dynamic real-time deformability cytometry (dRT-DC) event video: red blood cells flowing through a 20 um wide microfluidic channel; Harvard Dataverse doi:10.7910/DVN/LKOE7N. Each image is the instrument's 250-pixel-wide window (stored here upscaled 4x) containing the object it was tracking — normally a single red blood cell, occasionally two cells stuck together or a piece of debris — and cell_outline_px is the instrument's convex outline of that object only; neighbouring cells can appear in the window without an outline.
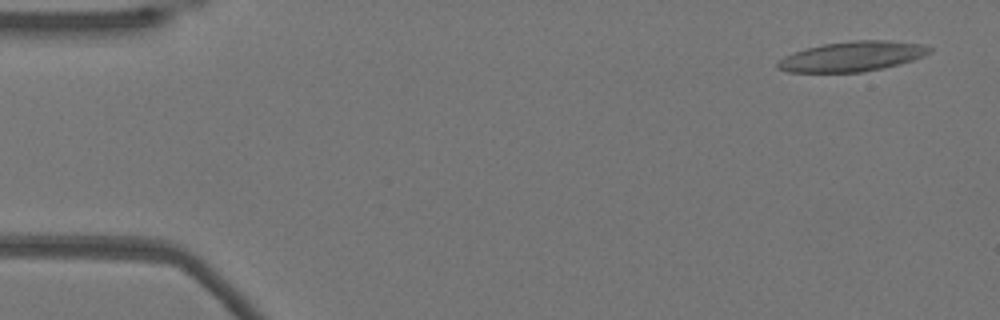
{"species": "Egyptian fruit bat (a non-hibernating species)", "species_latin": "Rousettus aegyptiacus", "temperature_condition": "warm", "stored_images_in_passage": 51, "camera_frame_rate_fps": 3000, "um_per_image_px": 0.085, "animal": {"sex": "female"}, "frame": {"image": 1, "passage_image": 3, "time_ms": 0.667, "image_size_px": [1000, 320], "cell_outline_px": [[932, 52], [924, 56], [900, 64], [884, 68], [860, 72], [788, 72], [776, 68], [776, 64], [784, 56], [808, 48], [824, 44], [856, 40], [888, 40], [924, 44], [932, 48]], "centroid_in_image_um": [72.48, 4.79], "position_along_channel_um": 12.5, "area_um2": 26.47}}
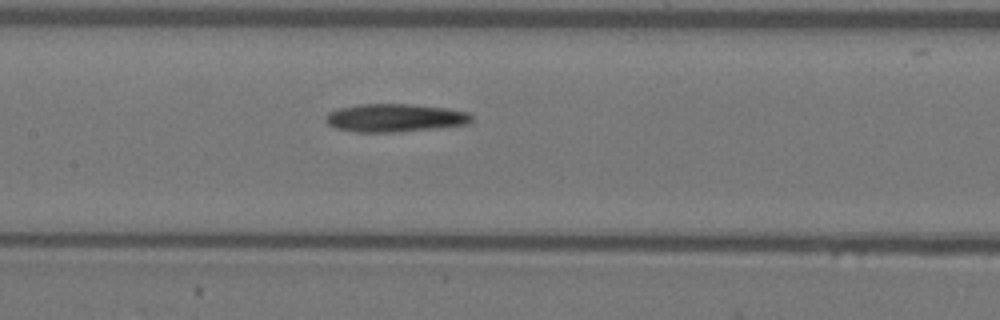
{"frame": {"image": 2, "passage_image": 25, "time_ms": 8.0, "image_size_px": [1000, 320], "cell_outline_px": [[472, 120], [468, 124], [396, 132], [356, 132], [336, 128], [328, 124], [324, 120], [328, 112], [340, 108], [360, 104], [412, 104], [448, 108], [468, 112], [472, 116]], "centroid_in_image_um": [33.56, 10.01], "position_along_channel_um": 173.8, "area_um2": 23.81}}
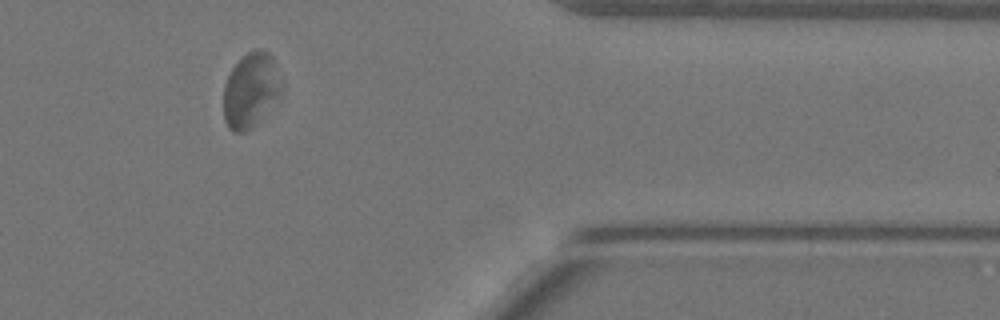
{"frame": {"image": 3, "passage_image": 44, "time_ms": 14.333, "image_size_px": [1000, 320], "cell_outline_px": [[280, 92], [256, 124], [252, 128], [244, 132], [232, 132], [228, 128], [224, 120], [224, 84], [232, 68], [248, 52], [256, 48], [260, 48], [268, 52], [272, 56], [280, 88]], "centroid_in_image_um": [21.24, 7.68], "position_along_channel_um": 390.2, "area_um2": 24.45}, "authors_computed_cell_mechanics": {"area_um2": 24.6806, "velocity_mm_per_s": 3.7832, "shape_relaxation_time_tau1_ms": null, "shape_relaxation_time_tau2_ms": 8.6149, "deformation_change_tau1": null, "deformation_change_tau2": 0.187}}